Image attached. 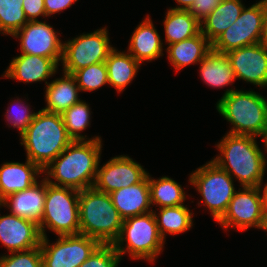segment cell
I'll list each match as a JSON object with an SVG mask.
<instances>
[{"instance_id": "obj_30", "label": "cell", "mask_w": 267, "mask_h": 267, "mask_svg": "<svg viewBox=\"0 0 267 267\" xmlns=\"http://www.w3.org/2000/svg\"><path fill=\"white\" fill-rule=\"evenodd\" d=\"M88 103L81 100L73 104L69 109L61 114L66 131L73 141H91L100 140L101 137L86 138L80 132H83L90 126L91 111Z\"/></svg>"}, {"instance_id": "obj_4", "label": "cell", "mask_w": 267, "mask_h": 267, "mask_svg": "<svg viewBox=\"0 0 267 267\" xmlns=\"http://www.w3.org/2000/svg\"><path fill=\"white\" fill-rule=\"evenodd\" d=\"M219 114L231 125L228 134L265 136L267 130V99L253 90L227 89L216 103Z\"/></svg>"}, {"instance_id": "obj_10", "label": "cell", "mask_w": 267, "mask_h": 267, "mask_svg": "<svg viewBox=\"0 0 267 267\" xmlns=\"http://www.w3.org/2000/svg\"><path fill=\"white\" fill-rule=\"evenodd\" d=\"M48 239L40 243L42 267H79L101 244L83 234L58 236L53 244Z\"/></svg>"}, {"instance_id": "obj_41", "label": "cell", "mask_w": 267, "mask_h": 267, "mask_svg": "<svg viewBox=\"0 0 267 267\" xmlns=\"http://www.w3.org/2000/svg\"><path fill=\"white\" fill-rule=\"evenodd\" d=\"M179 6L172 7L171 9H176V10H189L195 0H175Z\"/></svg>"}, {"instance_id": "obj_2", "label": "cell", "mask_w": 267, "mask_h": 267, "mask_svg": "<svg viewBox=\"0 0 267 267\" xmlns=\"http://www.w3.org/2000/svg\"><path fill=\"white\" fill-rule=\"evenodd\" d=\"M255 138L227 133L216 144L220 154L212 161L237 179L241 187H257L266 173V155Z\"/></svg>"}, {"instance_id": "obj_5", "label": "cell", "mask_w": 267, "mask_h": 267, "mask_svg": "<svg viewBox=\"0 0 267 267\" xmlns=\"http://www.w3.org/2000/svg\"><path fill=\"white\" fill-rule=\"evenodd\" d=\"M80 234L97 239L101 244H113L124 219L107 193L87 188L79 191Z\"/></svg>"}, {"instance_id": "obj_21", "label": "cell", "mask_w": 267, "mask_h": 267, "mask_svg": "<svg viewBox=\"0 0 267 267\" xmlns=\"http://www.w3.org/2000/svg\"><path fill=\"white\" fill-rule=\"evenodd\" d=\"M42 173V170L27 158L25 163H3L0 167V199L29 188L38 181Z\"/></svg>"}, {"instance_id": "obj_29", "label": "cell", "mask_w": 267, "mask_h": 267, "mask_svg": "<svg viewBox=\"0 0 267 267\" xmlns=\"http://www.w3.org/2000/svg\"><path fill=\"white\" fill-rule=\"evenodd\" d=\"M149 188L151 206H180L186 201V193L182 186L168 176L156 180L149 175Z\"/></svg>"}, {"instance_id": "obj_35", "label": "cell", "mask_w": 267, "mask_h": 267, "mask_svg": "<svg viewBox=\"0 0 267 267\" xmlns=\"http://www.w3.org/2000/svg\"><path fill=\"white\" fill-rule=\"evenodd\" d=\"M121 259L113 244H100L79 267H118Z\"/></svg>"}, {"instance_id": "obj_8", "label": "cell", "mask_w": 267, "mask_h": 267, "mask_svg": "<svg viewBox=\"0 0 267 267\" xmlns=\"http://www.w3.org/2000/svg\"><path fill=\"white\" fill-rule=\"evenodd\" d=\"M190 185L202 196V203L211 212L217 222L226 212L228 205L236 193L234 178L217 166L212 160L198 167L189 176Z\"/></svg>"}, {"instance_id": "obj_37", "label": "cell", "mask_w": 267, "mask_h": 267, "mask_svg": "<svg viewBox=\"0 0 267 267\" xmlns=\"http://www.w3.org/2000/svg\"><path fill=\"white\" fill-rule=\"evenodd\" d=\"M22 7L28 21H38L39 16L46 17L44 0H23Z\"/></svg>"}, {"instance_id": "obj_16", "label": "cell", "mask_w": 267, "mask_h": 267, "mask_svg": "<svg viewBox=\"0 0 267 267\" xmlns=\"http://www.w3.org/2000/svg\"><path fill=\"white\" fill-rule=\"evenodd\" d=\"M41 239L36 222L13 214H0V242L9 253L40 247Z\"/></svg>"}, {"instance_id": "obj_20", "label": "cell", "mask_w": 267, "mask_h": 267, "mask_svg": "<svg viewBox=\"0 0 267 267\" xmlns=\"http://www.w3.org/2000/svg\"><path fill=\"white\" fill-rule=\"evenodd\" d=\"M127 52L138 62L152 61L163 56V43L150 15L135 28Z\"/></svg>"}, {"instance_id": "obj_6", "label": "cell", "mask_w": 267, "mask_h": 267, "mask_svg": "<svg viewBox=\"0 0 267 267\" xmlns=\"http://www.w3.org/2000/svg\"><path fill=\"white\" fill-rule=\"evenodd\" d=\"M164 243L152 211L124 219L120 234L113 246L120 257L127 252L134 260L143 259L154 262L163 251Z\"/></svg>"}, {"instance_id": "obj_3", "label": "cell", "mask_w": 267, "mask_h": 267, "mask_svg": "<svg viewBox=\"0 0 267 267\" xmlns=\"http://www.w3.org/2000/svg\"><path fill=\"white\" fill-rule=\"evenodd\" d=\"M26 157L44 170L73 141L65 128L61 114L39 110L20 136Z\"/></svg>"}, {"instance_id": "obj_23", "label": "cell", "mask_w": 267, "mask_h": 267, "mask_svg": "<svg viewBox=\"0 0 267 267\" xmlns=\"http://www.w3.org/2000/svg\"><path fill=\"white\" fill-rule=\"evenodd\" d=\"M211 50L212 44L200 32L196 36L168 45L166 52L169 62L178 72L188 65L199 64Z\"/></svg>"}, {"instance_id": "obj_13", "label": "cell", "mask_w": 267, "mask_h": 267, "mask_svg": "<svg viewBox=\"0 0 267 267\" xmlns=\"http://www.w3.org/2000/svg\"><path fill=\"white\" fill-rule=\"evenodd\" d=\"M54 28L43 21H28L12 37L19 39L21 54L52 58L58 65L63 57V42Z\"/></svg>"}, {"instance_id": "obj_27", "label": "cell", "mask_w": 267, "mask_h": 267, "mask_svg": "<svg viewBox=\"0 0 267 267\" xmlns=\"http://www.w3.org/2000/svg\"><path fill=\"white\" fill-rule=\"evenodd\" d=\"M163 21L167 45L191 38L201 32L200 22L189 10L169 8Z\"/></svg>"}, {"instance_id": "obj_31", "label": "cell", "mask_w": 267, "mask_h": 267, "mask_svg": "<svg viewBox=\"0 0 267 267\" xmlns=\"http://www.w3.org/2000/svg\"><path fill=\"white\" fill-rule=\"evenodd\" d=\"M23 0H0V33L12 36L27 22Z\"/></svg>"}, {"instance_id": "obj_11", "label": "cell", "mask_w": 267, "mask_h": 267, "mask_svg": "<svg viewBox=\"0 0 267 267\" xmlns=\"http://www.w3.org/2000/svg\"><path fill=\"white\" fill-rule=\"evenodd\" d=\"M263 15L264 0L244 7L237 20L212 43V50L227 53L262 42Z\"/></svg>"}, {"instance_id": "obj_7", "label": "cell", "mask_w": 267, "mask_h": 267, "mask_svg": "<svg viewBox=\"0 0 267 267\" xmlns=\"http://www.w3.org/2000/svg\"><path fill=\"white\" fill-rule=\"evenodd\" d=\"M42 237L46 229L58 236L80 234L79 190L58 187L46 181L44 212L39 224Z\"/></svg>"}, {"instance_id": "obj_33", "label": "cell", "mask_w": 267, "mask_h": 267, "mask_svg": "<svg viewBox=\"0 0 267 267\" xmlns=\"http://www.w3.org/2000/svg\"><path fill=\"white\" fill-rule=\"evenodd\" d=\"M10 106L5 113L6 120L9 123L8 126L10 125V127L13 126V128L18 129L21 136L33 121L37 112L32 113L29 108L30 106H28V104L25 105L19 98L17 100H12Z\"/></svg>"}, {"instance_id": "obj_19", "label": "cell", "mask_w": 267, "mask_h": 267, "mask_svg": "<svg viewBox=\"0 0 267 267\" xmlns=\"http://www.w3.org/2000/svg\"><path fill=\"white\" fill-rule=\"evenodd\" d=\"M112 203L123 219L152 212L149 173L138 184L111 192Z\"/></svg>"}, {"instance_id": "obj_18", "label": "cell", "mask_w": 267, "mask_h": 267, "mask_svg": "<svg viewBox=\"0 0 267 267\" xmlns=\"http://www.w3.org/2000/svg\"><path fill=\"white\" fill-rule=\"evenodd\" d=\"M46 197V179L37 181L29 188L12 193L1 200V206L10 209V214L41 222Z\"/></svg>"}, {"instance_id": "obj_22", "label": "cell", "mask_w": 267, "mask_h": 267, "mask_svg": "<svg viewBox=\"0 0 267 267\" xmlns=\"http://www.w3.org/2000/svg\"><path fill=\"white\" fill-rule=\"evenodd\" d=\"M61 78H57L48 83L45 91L46 107L43 111L50 113L62 114L73 104L80 102L78 94L80 88L72 74L65 72Z\"/></svg>"}, {"instance_id": "obj_26", "label": "cell", "mask_w": 267, "mask_h": 267, "mask_svg": "<svg viewBox=\"0 0 267 267\" xmlns=\"http://www.w3.org/2000/svg\"><path fill=\"white\" fill-rule=\"evenodd\" d=\"M108 72V84L122 93L136 77L141 63L128 52L113 49L105 60Z\"/></svg>"}, {"instance_id": "obj_25", "label": "cell", "mask_w": 267, "mask_h": 267, "mask_svg": "<svg viewBox=\"0 0 267 267\" xmlns=\"http://www.w3.org/2000/svg\"><path fill=\"white\" fill-rule=\"evenodd\" d=\"M199 64L200 77L210 87L223 88L236 80L231 62L225 53L211 50Z\"/></svg>"}, {"instance_id": "obj_39", "label": "cell", "mask_w": 267, "mask_h": 267, "mask_svg": "<svg viewBox=\"0 0 267 267\" xmlns=\"http://www.w3.org/2000/svg\"><path fill=\"white\" fill-rule=\"evenodd\" d=\"M263 181L257 186L260 196H261V201H262V207L264 211H267V183L263 185Z\"/></svg>"}, {"instance_id": "obj_15", "label": "cell", "mask_w": 267, "mask_h": 267, "mask_svg": "<svg viewBox=\"0 0 267 267\" xmlns=\"http://www.w3.org/2000/svg\"><path fill=\"white\" fill-rule=\"evenodd\" d=\"M231 62L236 79H241L257 87H267V44L233 49L225 53Z\"/></svg>"}, {"instance_id": "obj_9", "label": "cell", "mask_w": 267, "mask_h": 267, "mask_svg": "<svg viewBox=\"0 0 267 267\" xmlns=\"http://www.w3.org/2000/svg\"><path fill=\"white\" fill-rule=\"evenodd\" d=\"M110 44L108 30L105 27L63 42V72L73 74L92 64L105 62L115 48Z\"/></svg>"}, {"instance_id": "obj_14", "label": "cell", "mask_w": 267, "mask_h": 267, "mask_svg": "<svg viewBox=\"0 0 267 267\" xmlns=\"http://www.w3.org/2000/svg\"><path fill=\"white\" fill-rule=\"evenodd\" d=\"M147 174L141 164L123 154L113 157L102 167L98 165L93 188L110 194L115 190L138 184Z\"/></svg>"}, {"instance_id": "obj_42", "label": "cell", "mask_w": 267, "mask_h": 267, "mask_svg": "<svg viewBox=\"0 0 267 267\" xmlns=\"http://www.w3.org/2000/svg\"><path fill=\"white\" fill-rule=\"evenodd\" d=\"M261 230H264L265 232H267V211H264V221H263V226Z\"/></svg>"}, {"instance_id": "obj_28", "label": "cell", "mask_w": 267, "mask_h": 267, "mask_svg": "<svg viewBox=\"0 0 267 267\" xmlns=\"http://www.w3.org/2000/svg\"><path fill=\"white\" fill-rule=\"evenodd\" d=\"M153 210L160 236L165 241L166 235L184 233L193 226V213L187 205L159 208L158 214Z\"/></svg>"}, {"instance_id": "obj_43", "label": "cell", "mask_w": 267, "mask_h": 267, "mask_svg": "<svg viewBox=\"0 0 267 267\" xmlns=\"http://www.w3.org/2000/svg\"><path fill=\"white\" fill-rule=\"evenodd\" d=\"M262 141H263L262 143H264L263 144L264 151H266V153H267V130H266L265 136L263 137Z\"/></svg>"}, {"instance_id": "obj_1", "label": "cell", "mask_w": 267, "mask_h": 267, "mask_svg": "<svg viewBox=\"0 0 267 267\" xmlns=\"http://www.w3.org/2000/svg\"><path fill=\"white\" fill-rule=\"evenodd\" d=\"M101 150V139L72 141L42 170L46 175L42 176L49 184L58 187H70L79 191L92 188L101 160Z\"/></svg>"}, {"instance_id": "obj_17", "label": "cell", "mask_w": 267, "mask_h": 267, "mask_svg": "<svg viewBox=\"0 0 267 267\" xmlns=\"http://www.w3.org/2000/svg\"><path fill=\"white\" fill-rule=\"evenodd\" d=\"M58 64L48 57L21 54L11 60L2 77L20 82L33 83L45 81L56 74Z\"/></svg>"}, {"instance_id": "obj_34", "label": "cell", "mask_w": 267, "mask_h": 267, "mask_svg": "<svg viewBox=\"0 0 267 267\" xmlns=\"http://www.w3.org/2000/svg\"><path fill=\"white\" fill-rule=\"evenodd\" d=\"M9 254L0 256V267H42L40 247Z\"/></svg>"}, {"instance_id": "obj_32", "label": "cell", "mask_w": 267, "mask_h": 267, "mask_svg": "<svg viewBox=\"0 0 267 267\" xmlns=\"http://www.w3.org/2000/svg\"><path fill=\"white\" fill-rule=\"evenodd\" d=\"M80 88V91H95L108 84V72L105 62H99L75 71L72 74Z\"/></svg>"}, {"instance_id": "obj_40", "label": "cell", "mask_w": 267, "mask_h": 267, "mask_svg": "<svg viewBox=\"0 0 267 267\" xmlns=\"http://www.w3.org/2000/svg\"><path fill=\"white\" fill-rule=\"evenodd\" d=\"M262 42L267 44V0H264V15L262 25Z\"/></svg>"}, {"instance_id": "obj_12", "label": "cell", "mask_w": 267, "mask_h": 267, "mask_svg": "<svg viewBox=\"0 0 267 267\" xmlns=\"http://www.w3.org/2000/svg\"><path fill=\"white\" fill-rule=\"evenodd\" d=\"M241 188L233 195L226 212L217 223L226 230L230 227L238 231H247L251 227L262 229L264 210L258 188Z\"/></svg>"}, {"instance_id": "obj_24", "label": "cell", "mask_w": 267, "mask_h": 267, "mask_svg": "<svg viewBox=\"0 0 267 267\" xmlns=\"http://www.w3.org/2000/svg\"><path fill=\"white\" fill-rule=\"evenodd\" d=\"M242 0H221L219 5L200 23L201 33L212 44L240 16Z\"/></svg>"}, {"instance_id": "obj_36", "label": "cell", "mask_w": 267, "mask_h": 267, "mask_svg": "<svg viewBox=\"0 0 267 267\" xmlns=\"http://www.w3.org/2000/svg\"><path fill=\"white\" fill-rule=\"evenodd\" d=\"M221 2V0H195L189 11L201 23Z\"/></svg>"}, {"instance_id": "obj_38", "label": "cell", "mask_w": 267, "mask_h": 267, "mask_svg": "<svg viewBox=\"0 0 267 267\" xmlns=\"http://www.w3.org/2000/svg\"><path fill=\"white\" fill-rule=\"evenodd\" d=\"M77 1L78 0H44L46 17L61 13V11L71 7L72 4Z\"/></svg>"}]
</instances>
